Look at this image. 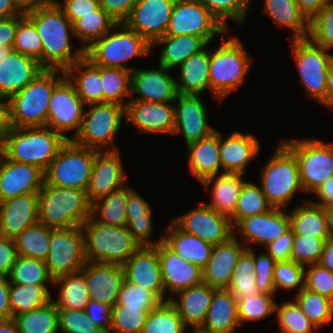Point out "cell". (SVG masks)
I'll return each mask as SVG.
<instances>
[{
	"label": "cell",
	"mask_w": 333,
	"mask_h": 333,
	"mask_svg": "<svg viewBox=\"0 0 333 333\" xmlns=\"http://www.w3.org/2000/svg\"><path fill=\"white\" fill-rule=\"evenodd\" d=\"M304 287L333 301V272L319 263L306 266Z\"/></svg>",
	"instance_id": "03108f58"
},
{
	"label": "cell",
	"mask_w": 333,
	"mask_h": 333,
	"mask_svg": "<svg viewBox=\"0 0 333 333\" xmlns=\"http://www.w3.org/2000/svg\"><path fill=\"white\" fill-rule=\"evenodd\" d=\"M254 248L246 249L240 256L226 288L237 300H241L260 293L256 286V275L254 274Z\"/></svg>",
	"instance_id": "681fc988"
},
{
	"label": "cell",
	"mask_w": 333,
	"mask_h": 333,
	"mask_svg": "<svg viewBox=\"0 0 333 333\" xmlns=\"http://www.w3.org/2000/svg\"><path fill=\"white\" fill-rule=\"evenodd\" d=\"M86 262L81 226L51 228L49 253L45 265L53 279L80 271Z\"/></svg>",
	"instance_id": "5bb4252c"
},
{
	"label": "cell",
	"mask_w": 333,
	"mask_h": 333,
	"mask_svg": "<svg viewBox=\"0 0 333 333\" xmlns=\"http://www.w3.org/2000/svg\"><path fill=\"white\" fill-rule=\"evenodd\" d=\"M254 249V274L256 275V286L260 292L276 294L273 282V271L276 261L264 251L258 256Z\"/></svg>",
	"instance_id": "003e7915"
},
{
	"label": "cell",
	"mask_w": 333,
	"mask_h": 333,
	"mask_svg": "<svg viewBox=\"0 0 333 333\" xmlns=\"http://www.w3.org/2000/svg\"><path fill=\"white\" fill-rule=\"evenodd\" d=\"M84 110L80 130L71 140L83 147L98 151H117L116 136L126 124L125 107L103 102L89 104Z\"/></svg>",
	"instance_id": "9c48e42d"
},
{
	"label": "cell",
	"mask_w": 333,
	"mask_h": 333,
	"mask_svg": "<svg viewBox=\"0 0 333 333\" xmlns=\"http://www.w3.org/2000/svg\"><path fill=\"white\" fill-rule=\"evenodd\" d=\"M21 10L26 13L30 10L45 7L54 3L55 0H15Z\"/></svg>",
	"instance_id": "5803f987"
},
{
	"label": "cell",
	"mask_w": 333,
	"mask_h": 333,
	"mask_svg": "<svg viewBox=\"0 0 333 333\" xmlns=\"http://www.w3.org/2000/svg\"><path fill=\"white\" fill-rule=\"evenodd\" d=\"M150 311L125 305L112 306L109 333H142Z\"/></svg>",
	"instance_id": "680465c9"
},
{
	"label": "cell",
	"mask_w": 333,
	"mask_h": 333,
	"mask_svg": "<svg viewBox=\"0 0 333 333\" xmlns=\"http://www.w3.org/2000/svg\"><path fill=\"white\" fill-rule=\"evenodd\" d=\"M44 171L35 165L18 163L3 156L0 163V202L28 193H39Z\"/></svg>",
	"instance_id": "484cf974"
},
{
	"label": "cell",
	"mask_w": 333,
	"mask_h": 333,
	"mask_svg": "<svg viewBox=\"0 0 333 333\" xmlns=\"http://www.w3.org/2000/svg\"><path fill=\"white\" fill-rule=\"evenodd\" d=\"M227 32L228 30L199 1L176 0L165 35L199 36L209 45L215 37L223 36Z\"/></svg>",
	"instance_id": "4fadbf2b"
},
{
	"label": "cell",
	"mask_w": 333,
	"mask_h": 333,
	"mask_svg": "<svg viewBox=\"0 0 333 333\" xmlns=\"http://www.w3.org/2000/svg\"><path fill=\"white\" fill-rule=\"evenodd\" d=\"M176 0H138L124 24L151 45L165 36Z\"/></svg>",
	"instance_id": "d6986e66"
},
{
	"label": "cell",
	"mask_w": 333,
	"mask_h": 333,
	"mask_svg": "<svg viewBox=\"0 0 333 333\" xmlns=\"http://www.w3.org/2000/svg\"><path fill=\"white\" fill-rule=\"evenodd\" d=\"M300 11L311 21L320 10L333 0H295Z\"/></svg>",
	"instance_id": "deb4b68c"
},
{
	"label": "cell",
	"mask_w": 333,
	"mask_h": 333,
	"mask_svg": "<svg viewBox=\"0 0 333 333\" xmlns=\"http://www.w3.org/2000/svg\"><path fill=\"white\" fill-rule=\"evenodd\" d=\"M321 104L330 111H333V59L329 65L327 73L326 96L320 105Z\"/></svg>",
	"instance_id": "603ad722"
},
{
	"label": "cell",
	"mask_w": 333,
	"mask_h": 333,
	"mask_svg": "<svg viewBox=\"0 0 333 333\" xmlns=\"http://www.w3.org/2000/svg\"><path fill=\"white\" fill-rule=\"evenodd\" d=\"M288 211L289 208H273L263 214L243 218L233 226L234 237L238 240L241 237L247 249L255 248L253 244L263 248L290 230Z\"/></svg>",
	"instance_id": "e0dca14e"
},
{
	"label": "cell",
	"mask_w": 333,
	"mask_h": 333,
	"mask_svg": "<svg viewBox=\"0 0 333 333\" xmlns=\"http://www.w3.org/2000/svg\"><path fill=\"white\" fill-rule=\"evenodd\" d=\"M120 150L98 151L95 155L90 182L86 190L91 203L97 199L117 191L128 183Z\"/></svg>",
	"instance_id": "603a6c76"
},
{
	"label": "cell",
	"mask_w": 333,
	"mask_h": 333,
	"mask_svg": "<svg viewBox=\"0 0 333 333\" xmlns=\"http://www.w3.org/2000/svg\"><path fill=\"white\" fill-rule=\"evenodd\" d=\"M273 209L260 185L246 181L238 198L234 215L230 218L234 226L239 220L263 214Z\"/></svg>",
	"instance_id": "f907efd6"
},
{
	"label": "cell",
	"mask_w": 333,
	"mask_h": 333,
	"mask_svg": "<svg viewBox=\"0 0 333 333\" xmlns=\"http://www.w3.org/2000/svg\"><path fill=\"white\" fill-rule=\"evenodd\" d=\"M9 290V279L0 276V320L12 318V312L9 304Z\"/></svg>",
	"instance_id": "979ff035"
},
{
	"label": "cell",
	"mask_w": 333,
	"mask_h": 333,
	"mask_svg": "<svg viewBox=\"0 0 333 333\" xmlns=\"http://www.w3.org/2000/svg\"><path fill=\"white\" fill-rule=\"evenodd\" d=\"M97 152L67 140L44 172L45 183L86 191Z\"/></svg>",
	"instance_id": "8fae6325"
},
{
	"label": "cell",
	"mask_w": 333,
	"mask_h": 333,
	"mask_svg": "<svg viewBox=\"0 0 333 333\" xmlns=\"http://www.w3.org/2000/svg\"><path fill=\"white\" fill-rule=\"evenodd\" d=\"M67 140L47 126L12 127L3 142L4 156L11 161L35 165L45 172Z\"/></svg>",
	"instance_id": "277c9868"
},
{
	"label": "cell",
	"mask_w": 333,
	"mask_h": 333,
	"mask_svg": "<svg viewBox=\"0 0 333 333\" xmlns=\"http://www.w3.org/2000/svg\"><path fill=\"white\" fill-rule=\"evenodd\" d=\"M57 6L73 24L76 20L100 8L99 0H55Z\"/></svg>",
	"instance_id": "89a4df30"
},
{
	"label": "cell",
	"mask_w": 333,
	"mask_h": 333,
	"mask_svg": "<svg viewBox=\"0 0 333 333\" xmlns=\"http://www.w3.org/2000/svg\"><path fill=\"white\" fill-rule=\"evenodd\" d=\"M127 185L92 203L91 217L98 223L127 226Z\"/></svg>",
	"instance_id": "b9f144b4"
},
{
	"label": "cell",
	"mask_w": 333,
	"mask_h": 333,
	"mask_svg": "<svg viewBox=\"0 0 333 333\" xmlns=\"http://www.w3.org/2000/svg\"><path fill=\"white\" fill-rule=\"evenodd\" d=\"M186 326L169 302H162L148 313L142 333H183Z\"/></svg>",
	"instance_id": "11a10c76"
},
{
	"label": "cell",
	"mask_w": 333,
	"mask_h": 333,
	"mask_svg": "<svg viewBox=\"0 0 333 333\" xmlns=\"http://www.w3.org/2000/svg\"><path fill=\"white\" fill-rule=\"evenodd\" d=\"M59 332L104 333L89 319L85 310L58 309Z\"/></svg>",
	"instance_id": "e7e4bbea"
},
{
	"label": "cell",
	"mask_w": 333,
	"mask_h": 333,
	"mask_svg": "<svg viewBox=\"0 0 333 333\" xmlns=\"http://www.w3.org/2000/svg\"><path fill=\"white\" fill-rule=\"evenodd\" d=\"M11 128L9 100L0 96V143L3 144Z\"/></svg>",
	"instance_id": "09005b40"
},
{
	"label": "cell",
	"mask_w": 333,
	"mask_h": 333,
	"mask_svg": "<svg viewBox=\"0 0 333 333\" xmlns=\"http://www.w3.org/2000/svg\"><path fill=\"white\" fill-rule=\"evenodd\" d=\"M305 267L292 260L277 261L273 271V282L276 293L278 289L296 290L298 293L304 287Z\"/></svg>",
	"instance_id": "94428289"
},
{
	"label": "cell",
	"mask_w": 333,
	"mask_h": 333,
	"mask_svg": "<svg viewBox=\"0 0 333 333\" xmlns=\"http://www.w3.org/2000/svg\"><path fill=\"white\" fill-rule=\"evenodd\" d=\"M65 76L60 69H43L21 91L9 100L10 122L14 128L44 127L52 90Z\"/></svg>",
	"instance_id": "3957f363"
},
{
	"label": "cell",
	"mask_w": 333,
	"mask_h": 333,
	"mask_svg": "<svg viewBox=\"0 0 333 333\" xmlns=\"http://www.w3.org/2000/svg\"><path fill=\"white\" fill-rule=\"evenodd\" d=\"M290 229L294 235L329 238L324 208L314 205L308 198L288 212Z\"/></svg>",
	"instance_id": "ab89813d"
},
{
	"label": "cell",
	"mask_w": 333,
	"mask_h": 333,
	"mask_svg": "<svg viewBox=\"0 0 333 333\" xmlns=\"http://www.w3.org/2000/svg\"><path fill=\"white\" fill-rule=\"evenodd\" d=\"M42 40L35 24L25 15L16 30L12 50L37 60L42 66Z\"/></svg>",
	"instance_id": "6f0895ef"
},
{
	"label": "cell",
	"mask_w": 333,
	"mask_h": 333,
	"mask_svg": "<svg viewBox=\"0 0 333 333\" xmlns=\"http://www.w3.org/2000/svg\"><path fill=\"white\" fill-rule=\"evenodd\" d=\"M172 221L184 232L212 245L223 244L234 236L231 219L218 214L204 202L183 215L174 217Z\"/></svg>",
	"instance_id": "2e32d148"
},
{
	"label": "cell",
	"mask_w": 333,
	"mask_h": 333,
	"mask_svg": "<svg viewBox=\"0 0 333 333\" xmlns=\"http://www.w3.org/2000/svg\"><path fill=\"white\" fill-rule=\"evenodd\" d=\"M290 40L292 56L305 95L321 103L326 96L327 73L333 54L314 44L309 38Z\"/></svg>",
	"instance_id": "7c38bea8"
},
{
	"label": "cell",
	"mask_w": 333,
	"mask_h": 333,
	"mask_svg": "<svg viewBox=\"0 0 333 333\" xmlns=\"http://www.w3.org/2000/svg\"><path fill=\"white\" fill-rule=\"evenodd\" d=\"M318 263L330 272H333V237H329L326 240Z\"/></svg>",
	"instance_id": "b62a3aed"
},
{
	"label": "cell",
	"mask_w": 333,
	"mask_h": 333,
	"mask_svg": "<svg viewBox=\"0 0 333 333\" xmlns=\"http://www.w3.org/2000/svg\"><path fill=\"white\" fill-rule=\"evenodd\" d=\"M169 71L172 70L159 64L157 68H135L131 73L129 100L156 103L174 102L178 95L176 78Z\"/></svg>",
	"instance_id": "44dd1931"
},
{
	"label": "cell",
	"mask_w": 333,
	"mask_h": 333,
	"mask_svg": "<svg viewBox=\"0 0 333 333\" xmlns=\"http://www.w3.org/2000/svg\"><path fill=\"white\" fill-rule=\"evenodd\" d=\"M87 261L123 265L142 245L126 226H112L88 218L81 226Z\"/></svg>",
	"instance_id": "ba28073f"
},
{
	"label": "cell",
	"mask_w": 333,
	"mask_h": 333,
	"mask_svg": "<svg viewBox=\"0 0 333 333\" xmlns=\"http://www.w3.org/2000/svg\"><path fill=\"white\" fill-rule=\"evenodd\" d=\"M293 300L318 330L331 324L333 319V301L328 297L303 287L298 293L294 294Z\"/></svg>",
	"instance_id": "7dc6e473"
},
{
	"label": "cell",
	"mask_w": 333,
	"mask_h": 333,
	"mask_svg": "<svg viewBox=\"0 0 333 333\" xmlns=\"http://www.w3.org/2000/svg\"><path fill=\"white\" fill-rule=\"evenodd\" d=\"M158 255L165 290V302L179 291L203 282L202 269L179 257L163 241L158 243Z\"/></svg>",
	"instance_id": "7402d4cb"
},
{
	"label": "cell",
	"mask_w": 333,
	"mask_h": 333,
	"mask_svg": "<svg viewBox=\"0 0 333 333\" xmlns=\"http://www.w3.org/2000/svg\"><path fill=\"white\" fill-rule=\"evenodd\" d=\"M25 15L15 0H0V18Z\"/></svg>",
	"instance_id": "67dfc351"
},
{
	"label": "cell",
	"mask_w": 333,
	"mask_h": 333,
	"mask_svg": "<svg viewBox=\"0 0 333 333\" xmlns=\"http://www.w3.org/2000/svg\"><path fill=\"white\" fill-rule=\"evenodd\" d=\"M208 44L199 36L181 35L170 36L165 35L157 39L152 44V52L154 46H161L158 64L167 69H177L191 55L199 53Z\"/></svg>",
	"instance_id": "74e56055"
},
{
	"label": "cell",
	"mask_w": 333,
	"mask_h": 333,
	"mask_svg": "<svg viewBox=\"0 0 333 333\" xmlns=\"http://www.w3.org/2000/svg\"><path fill=\"white\" fill-rule=\"evenodd\" d=\"M18 253L14 239L0 235V276L8 278Z\"/></svg>",
	"instance_id": "34e18365"
},
{
	"label": "cell",
	"mask_w": 333,
	"mask_h": 333,
	"mask_svg": "<svg viewBox=\"0 0 333 333\" xmlns=\"http://www.w3.org/2000/svg\"><path fill=\"white\" fill-rule=\"evenodd\" d=\"M230 33L229 30L221 36L220 45L215 50L210 49V92L220 102L244 85L254 60L243 41ZM225 35L229 38L225 39Z\"/></svg>",
	"instance_id": "7a4b0ae2"
},
{
	"label": "cell",
	"mask_w": 333,
	"mask_h": 333,
	"mask_svg": "<svg viewBox=\"0 0 333 333\" xmlns=\"http://www.w3.org/2000/svg\"><path fill=\"white\" fill-rule=\"evenodd\" d=\"M64 72L85 105L103 103L100 66L84 56Z\"/></svg>",
	"instance_id": "8d00e7d4"
},
{
	"label": "cell",
	"mask_w": 333,
	"mask_h": 333,
	"mask_svg": "<svg viewBox=\"0 0 333 333\" xmlns=\"http://www.w3.org/2000/svg\"><path fill=\"white\" fill-rule=\"evenodd\" d=\"M51 240V228L37 222L14 238L17 253L33 259L45 261Z\"/></svg>",
	"instance_id": "bcb514c9"
},
{
	"label": "cell",
	"mask_w": 333,
	"mask_h": 333,
	"mask_svg": "<svg viewBox=\"0 0 333 333\" xmlns=\"http://www.w3.org/2000/svg\"><path fill=\"white\" fill-rule=\"evenodd\" d=\"M220 160L222 172L244 174L250 162L257 158L261 145L255 135L234 131L226 138L219 131Z\"/></svg>",
	"instance_id": "4316f807"
},
{
	"label": "cell",
	"mask_w": 333,
	"mask_h": 333,
	"mask_svg": "<svg viewBox=\"0 0 333 333\" xmlns=\"http://www.w3.org/2000/svg\"><path fill=\"white\" fill-rule=\"evenodd\" d=\"M189 173L198 182L210 176L223 173L220 160L218 129L206 138L188 144L186 147ZM221 171V172H220Z\"/></svg>",
	"instance_id": "d6a6232c"
},
{
	"label": "cell",
	"mask_w": 333,
	"mask_h": 333,
	"mask_svg": "<svg viewBox=\"0 0 333 333\" xmlns=\"http://www.w3.org/2000/svg\"><path fill=\"white\" fill-rule=\"evenodd\" d=\"M25 15L35 24L38 34L41 36L42 67L44 69L65 71L85 56L82 46L77 49L72 47L75 46L70 42V37H75L72 23L55 2L30 10Z\"/></svg>",
	"instance_id": "6da1fadb"
},
{
	"label": "cell",
	"mask_w": 333,
	"mask_h": 333,
	"mask_svg": "<svg viewBox=\"0 0 333 333\" xmlns=\"http://www.w3.org/2000/svg\"><path fill=\"white\" fill-rule=\"evenodd\" d=\"M327 239L294 235L290 260L303 267L318 263Z\"/></svg>",
	"instance_id": "91938a15"
},
{
	"label": "cell",
	"mask_w": 333,
	"mask_h": 333,
	"mask_svg": "<svg viewBox=\"0 0 333 333\" xmlns=\"http://www.w3.org/2000/svg\"><path fill=\"white\" fill-rule=\"evenodd\" d=\"M294 240L293 231L290 229L279 239L265 246L266 252L277 262L290 260Z\"/></svg>",
	"instance_id": "753ad0ef"
},
{
	"label": "cell",
	"mask_w": 333,
	"mask_h": 333,
	"mask_svg": "<svg viewBox=\"0 0 333 333\" xmlns=\"http://www.w3.org/2000/svg\"><path fill=\"white\" fill-rule=\"evenodd\" d=\"M308 38L324 49L333 48V1L325 5L310 21Z\"/></svg>",
	"instance_id": "6125c7cd"
},
{
	"label": "cell",
	"mask_w": 333,
	"mask_h": 333,
	"mask_svg": "<svg viewBox=\"0 0 333 333\" xmlns=\"http://www.w3.org/2000/svg\"><path fill=\"white\" fill-rule=\"evenodd\" d=\"M172 222V223H171ZM163 232V242L179 257L203 269L211 257L214 245L181 230L173 221Z\"/></svg>",
	"instance_id": "836d02e7"
},
{
	"label": "cell",
	"mask_w": 333,
	"mask_h": 333,
	"mask_svg": "<svg viewBox=\"0 0 333 333\" xmlns=\"http://www.w3.org/2000/svg\"><path fill=\"white\" fill-rule=\"evenodd\" d=\"M246 249L241 239L234 236L223 244L214 245L208 264L202 269L203 282L216 289H226L234 268Z\"/></svg>",
	"instance_id": "f1b7e54d"
},
{
	"label": "cell",
	"mask_w": 333,
	"mask_h": 333,
	"mask_svg": "<svg viewBox=\"0 0 333 333\" xmlns=\"http://www.w3.org/2000/svg\"><path fill=\"white\" fill-rule=\"evenodd\" d=\"M13 319L19 333H59L58 309L52 300Z\"/></svg>",
	"instance_id": "ee69618b"
},
{
	"label": "cell",
	"mask_w": 333,
	"mask_h": 333,
	"mask_svg": "<svg viewBox=\"0 0 333 333\" xmlns=\"http://www.w3.org/2000/svg\"><path fill=\"white\" fill-rule=\"evenodd\" d=\"M52 286L59 288L58 298L54 299L52 295L51 299L57 309L85 310L89 293L81 270L53 279Z\"/></svg>",
	"instance_id": "60d3db41"
},
{
	"label": "cell",
	"mask_w": 333,
	"mask_h": 333,
	"mask_svg": "<svg viewBox=\"0 0 333 333\" xmlns=\"http://www.w3.org/2000/svg\"><path fill=\"white\" fill-rule=\"evenodd\" d=\"M91 206L86 191L44 182L39 191L38 222L52 229L82 226L91 217Z\"/></svg>",
	"instance_id": "5b68a950"
},
{
	"label": "cell",
	"mask_w": 333,
	"mask_h": 333,
	"mask_svg": "<svg viewBox=\"0 0 333 333\" xmlns=\"http://www.w3.org/2000/svg\"><path fill=\"white\" fill-rule=\"evenodd\" d=\"M48 285L10 283L9 304L12 318L47 304L52 299Z\"/></svg>",
	"instance_id": "7bdbcfd3"
},
{
	"label": "cell",
	"mask_w": 333,
	"mask_h": 333,
	"mask_svg": "<svg viewBox=\"0 0 333 333\" xmlns=\"http://www.w3.org/2000/svg\"><path fill=\"white\" fill-rule=\"evenodd\" d=\"M152 54V45L124 23H118L102 38L85 49V57L93 64L133 71L136 67L127 63L137 57Z\"/></svg>",
	"instance_id": "52a82bcc"
},
{
	"label": "cell",
	"mask_w": 333,
	"mask_h": 333,
	"mask_svg": "<svg viewBox=\"0 0 333 333\" xmlns=\"http://www.w3.org/2000/svg\"><path fill=\"white\" fill-rule=\"evenodd\" d=\"M215 289L202 282L179 291L169 299V302L176 308L178 315L187 328L201 327L203 325Z\"/></svg>",
	"instance_id": "4dcf8cb0"
},
{
	"label": "cell",
	"mask_w": 333,
	"mask_h": 333,
	"mask_svg": "<svg viewBox=\"0 0 333 333\" xmlns=\"http://www.w3.org/2000/svg\"><path fill=\"white\" fill-rule=\"evenodd\" d=\"M125 279L154 293L165 302L157 245H142L124 264Z\"/></svg>",
	"instance_id": "cb8c5ba5"
},
{
	"label": "cell",
	"mask_w": 333,
	"mask_h": 333,
	"mask_svg": "<svg viewBox=\"0 0 333 333\" xmlns=\"http://www.w3.org/2000/svg\"><path fill=\"white\" fill-rule=\"evenodd\" d=\"M161 303L162 301L154 293L125 279L115 305H125L126 307L140 308V310H154Z\"/></svg>",
	"instance_id": "be15d7a7"
},
{
	"label": "cell",
	"mask_w": 333,
	"mask_h": 333,
	"mask_svg": "<svg viewBox=\"0 0 333 333\" xmlns=\"http://www.w3.org/2000/svg\"><path fill=\"white\" fill-rule=\"evenodd\" d=\"M201 98V95L178 94L173 102L175 125L172 136L182 135L186 146L217 130L209 125L207 105Z\"/></svg>",
	"instance_id": "ac0fdd59"
},
{
	"label": "cell",
	"mask_w": 333,
	"mask_h": 333,
	"mask_svg": "<svg viewBox=\"0 0 333 333\" xmlns=\"http://www.w3.org/2000/svg\"><path fill=\"white\" fill-rule=\"evenodd\" d=\"M210 333H237L241 327L235 296L227 289H215L206 319L201 326Z\"/></svg>",
	"instance_id": "e575fe53"
},
{
	"label": "cell",
	"mask_w": 333,
	"mask_h": 333,
	"mask_svg": "<svg viewBox=\"0 0 333 333\" xmlns=\"http://www.w3.org/2000/svg\"><path fill=\"white\" fill-rule=\"evenodd\" d=\"M296 156L304 193L313 194L333 176V143L318 138L280 139Z\"/></svg>",
	"instance_id": "30bf717a"
},
{
	"label": "cell",
	"mask_w": 333,
	"mask_h": 333,
	"mask_svg": "<svg viewBox=\"0 0 333 333\" xmlns=\"http://www.w3.org/2000/svg\"><path fill=\"white\" fill-rule=\"evenodd\" d=\"M85 312L104 333L110 332L112 306L89 299Z\"/></svg>",
	"instance_id": "2644e50d"
},
{
	"label": "cell",
	"mask_w": 333,
	"mask_h": 333,
	"mask_svg": "<svg viewBox=\"0 0 333 333\" xmlns=\"http://www.w3.org/2000/svg\"><path fill=\"white\" fill-rule=\"evenodd\" d=\"M243 176L244 174L223 172L203 180L201 184L204 190L211 191L210 202L205 203L218 214L231 218L246 182Z\"/></svg>",
	"instance_id": "1f68e13d"
},
{
	"label": "cell",
	"mask_w": 333,
	"mask_h": 333,
	"mask_svg": "<svg viewBox=\"0 0 333 333\" xmlns=\"http://www.w3.org/2000/svg\"><path fill=\"white\" fill-rule=\"evenodd\" d=\"M210 47L207 45L199 53L191 55L179 67L176 86L178 94L202 95L208 89L210 69Z\"/></svg>",
	"instance_id": "d590c367"
},
{
	"label": "cell",
	"mask_w": 333,
	"mask_h": 333,
	"mask_svg": "<svg viewBox=\"0 0 333 333\" xmlns=\"http://www.w3.org/2000/svg\"><path fill=\"white\" fill-rule=\"evenodd\" d=\"M125 121V125L131 123L141 134L172 136L175 125L174 103L129 100L125 107Z\"/></svg>",
	"instance_id": "ffe728a7"
},
{
	"label": "cell",
	"mask_w": 333,
	"mask_h": 333,
	"mask_svg": "<svg viewBox=\"0 0 333 333\" xmlns=\"http://www.w3.org/2000/svg\"><path fill=\"white\" fill-rule=\"evenodd\" d=\"M275 314L280 333H318L294 300L276 303ZM318 331V332H317Z\"/></svg>",
	"instance_id": "f5cc1de1"
},
{
	"label": "cell",
	"mask_w": 333,
	"mask_h": 333,
	"mask_svg": "<svg viewBox=\"0 0 333 333\" xmlns=\"http://www.w3.org/2000/svg\"><path fill=\"white\" fill-rule=\"evenodd\" d=\"M138 191L127 184L126 218L129 222L133 218L143 217V214H152L150 203Z\"/></svg>",
	"instance_id": "8c879c8a"
},
{
	"label": "cell",
	"mask_w": 333,
	"mask_h": 333,
	"mask_svg": "<svg viewBox=\"0 0 333 333\" xmlns=\"http://www.w3.org/2000/svg\"><path fill=\"white\" fill-rule=\"evenodd\" d=\"M39 193H28L0 202V235L14 239L38 222Z\"/></svg>",
	"instance_id": "83f0119b"
},
{
	"label": "cell",
	"mask_w": 333,
	"mask_h": 333,
	"mask_svg": "<svg viewBox=\"0 0 333 333\" xmlns=\"http://www.w3.org/2000/svg\"><path fill=\"white\" fill-rule=\"evenodd\" d=\"M229 31L228 20L243 26L251 9V0H197Z\"/></svg>",
	"instance_id": "db71d44e"
},
{
	"label": "cell",
	"mask_w": 333,
	"mask_h": 333,
	"mask_svg": "<svg viewBox=\"0 0 333 333\" xmlns=\"http://www.w3.org/2000/svg\"><path fill=\"white\" fill-rule=\"evenodd\" d=\"M118 22L106 13L101 7L76 20L72 26L74 36L83 47L87 49L94 41L110 32Z\"/></svg>",
	"instance_id": "f6af8a7d"
},
{
	"label": "cell",
	"mask_w": 333,
	"mask_h": 333,
	"mask_svg": "<svg viewBox=\"0 0 333 333\" xmlns=\"http://www.w3.org/2000/svg\"><path fill=\"white\" fill-rule=\"evenodd\" d=\"M131 73L128 69L100 66L103 102L126 107L131 96Z\"/></svg>",
	"instance_id": "c3c4849f"
},
{
	"label": "cell",
	"mask_w": 333,
	"mask_h": 333,
	"mask_svg": "<svg viewBox=\"0 0 333 333\" xmlns=\"http://www.w3.org/2000/svg\"><path fill=\"white\" fill-rule=\"evenodd\" d=\"M272 156L260 168V187L273 208L287 209L304 191L300 182L299 164L295 154L281 141Z\"/></svg>",
	"instance_id": "8992f818"
},
{
	"label": "cell",
	"mask_w": 333,
	"mask_h": 333,
	"mask_svg": "<svg viewBox=\"0 0 333 333\" xmlns=\"http://www.w3.org/2000/svg\"><path fill=\"white\" fill-rule=\"evenodd\" d=\"M263 13L280 27L291 31L290 39L308 38L310 21L300 11L295 0H264Z\"/></svg>",
	"instance_id": "f35d334b"
},
{
	"label": "cell",
	"mask_w": 333,
	"mask_h": 333,
	"mask_svg": "<svg viewBox=\"0 0 333 333\" xmlns=\"http://www.w3.org/2000/svg\"><path fill=\"white\" fill-rule=\"evenodd\" d=\"M84 273L89 299L114 306L125 281L123 265L87 261Z\"/></svg>",
	"instance_id": "d4e9b609"
},
{
	"label": "cell",
	"mask_w": 333,
	"mask_h": 333,
	"mask_svg": "<svg viewBox=\"0 0 333 333\" xmlns=\"http://www.w3.org/2000/svg\"><path fill=\"white\" fill-rule=\"evenodd\" d=\"M9 282L14 284L53 285V278L49 275L45 261L25 256H17L16 262L8 276Z\"/></svg>",
	"instance_id": "816d5d0a"
},
{
	"label": "cell",
	"mask_w": 333,
	"mask_h": 333,
	"mask_svg": "<svg viewBox=\"0 0 333 333\" xmlns=\"http://www.w3.org/2000/svg\"><path fill=\"white\" fill-rule=\"evenodd\" d=\"M276 294L260 292L241 300H237L240 326L247 322H258L275 314Z\"/></svg>",
	"instance_id": "9f6ffc18"
},
{
	"label": "cell",
	"mask_w": 333,
	"mask_h": 333,
	"mask_svg": "<svg viewBox=\"0 0 333 333\" xmlns=\"http://www.w3.org/2000/svg\"><path fill=\"white\" fill-rule=\"evenodd\" d=\"M153 221L152 214H143V217L131 219L126 227L141 245H157L163 240V234L158 237L159 239H152Z\"/></svg>",
	"instance_id": "a7ac6f4b"
},
{
	"label": "cell",
	"mask_w": 333,
	"mask_h": 333,
	"mask_svg": "<svg viewBox=\"0 0 333 333\" xmlns=\"http://www.w3.org/2000/svg\"><path fill=\"white\" fill-rule=\"evenodd\" d=\"M138 0H99L100 7L118 23L124 21L131 14L132 8Z\"/></svg>",
	"instance_id": "11e5206c"
},
{
	"label": "cell",
	"mask_w": 333,
	"mask_h": 333,
	"mask_svg": "<svg viewBox=\"0 0 333 333\" xmlns=\"http://www.w3.org/2000/svg\"><path fill=\"white\" fill-rule=\"evenodd\" d=\"M43 69L37 60L11 50L0 61V96L9 99L21 91Z\"/></svg>",
	"instance_id": "f546056e"
},
{
	"label": "cell",
	"mask_w": 333,
	"mask_h": 333,
	"mask_svg": "<svg viewBox=\"0 0 333 333\" xmlns=\"http://www.w3.org/2000/svg\"><path fill=\"white\" fill-rule=\"evenodd\" d=\"M25 15L12 18H0V46L13 48L18 22Z\"/></svg>",
	"instance_id": "2a66077c"
},
{
	"label": "cell",
	"mask_w": 333,
	"mask_h": 333,
	"mask_svg": "<svg viewBox=\"0 0 333 333\" xmlns=\"http://www.w3.org/2000/svg\"><path fill=\"white\" fill-rule=\"evenodd\" d=\"M313 194L318 198L316 201L310 198L314 205L323 208L333 206V176L324 182Z\"/></svg>",
	"instance_id": "b9fcfbb0"
},
{
	"label": "cell",
	"mask_w": 333,
	"mask_h": 333,
	"mask_svg": "<svg viewBox=\"0 0 333 333\" xmlns=\"http://www.w3.org/2000/svg\"><path fill=\"white\" fill-rule=\"evenodd\" d=\"M85 108L73 84L64 76L52 90L46 126L71 140L80 130ZM71 130L74 132L68 137Z\"/></svg>",
	"instance_id": "9a60e30c"
}]
</instances>
